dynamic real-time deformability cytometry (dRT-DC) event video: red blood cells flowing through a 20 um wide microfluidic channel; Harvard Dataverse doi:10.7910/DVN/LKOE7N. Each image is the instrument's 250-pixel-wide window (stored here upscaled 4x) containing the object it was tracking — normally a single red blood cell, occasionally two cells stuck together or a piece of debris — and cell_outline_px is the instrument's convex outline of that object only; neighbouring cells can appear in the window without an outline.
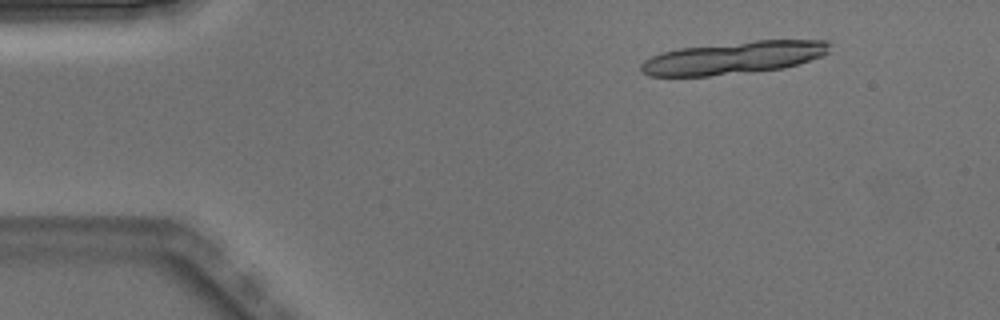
{"species": "Egyptian fruit bat (a non-hibernating species)", "species_latin": "Rousettus aegyptiacus", "temperature_condition": "warm", "stored_images_in_passage": 4, "camera_frame_rate_fps": 3000, "um_per_image_px": 0.085, "animal": {"sex": "male"}, "frame": {"image": 1, "passage_image": 2, "time_ms": 0.333, "image_size_px": [1000, 320], "cell_outline_px": [[832, 44], [828, 52], [824, 56], [784, 68], [752, 72], [708, 76], [648, 76], [640, 72], [640, 64], [644, 60], [652, 56], [664, 52], [680, 48], [756, 40], [828, 40]], "centroid_in_image_um": [62.39, 4.91], "position_along_channel_um": 22.6, "area_um2": 36.01}}